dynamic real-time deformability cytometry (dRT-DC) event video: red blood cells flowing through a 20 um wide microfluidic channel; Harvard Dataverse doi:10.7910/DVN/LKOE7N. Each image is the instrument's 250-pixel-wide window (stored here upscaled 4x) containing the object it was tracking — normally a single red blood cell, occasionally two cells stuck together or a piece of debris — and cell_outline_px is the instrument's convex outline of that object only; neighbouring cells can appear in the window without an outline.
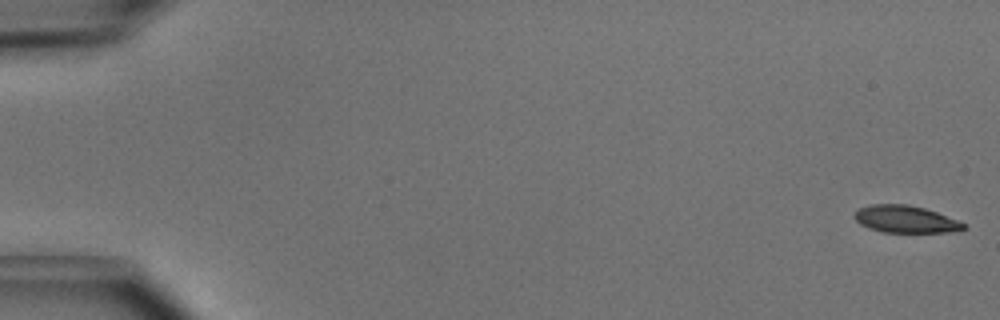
{"species": "common noctule bat (a hibernating species)", "species_latin": "Nyctalus noctula", "temperature_condition": "cold", "stored_images_in_passage": 5, "camera_frame_rate_fps": 3000, "um_per_image_px": 0.085, "animal": {"sex": "male", "body_mass_g": 15.6}, "frame": {"image": 1, "passage_image": 1, "time_ms": 0.0, "image_size_px": [1000, 320], "cell_outline_px": [[968, 228], [948, 232], [880, 232], [868, 228], [860, 224], [852, 216], [860, 208], [868, 204], [908, 204], [924, 208], [936, 212], [956, 220], [964, 224]], "centroid_in_image_um": [76.91, 18.63], "position_along_channel_um": 8.1, "area_um2": 17.22}}
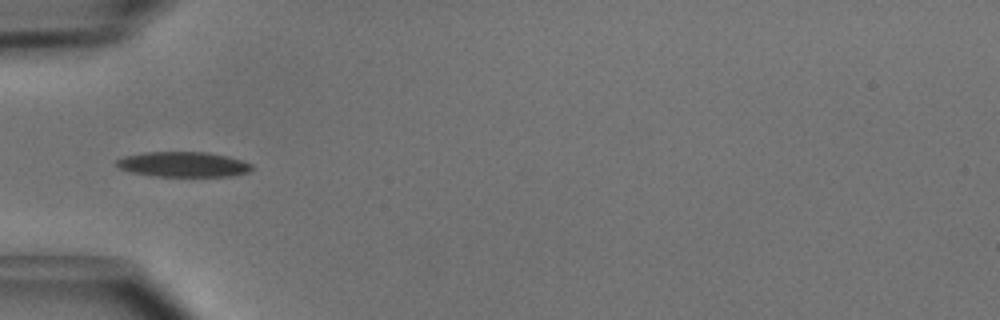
{"frame": {"image": 2, "passage_image": 5, "time_ms": 1.333, "image_size_px": [1000, 320], "cell_outline_px": [[252, 168], [248, 172], [232, 176], [152, 176], [132, 172], [116, 168], [116, 160], [124, 156], [144, 152], [208, 152], [228, 156], [252, 164]], "centroid_in_image_um": [15.54, 13.97], "position_along_channel_um": 69.5, "area_um2": 19.88}}